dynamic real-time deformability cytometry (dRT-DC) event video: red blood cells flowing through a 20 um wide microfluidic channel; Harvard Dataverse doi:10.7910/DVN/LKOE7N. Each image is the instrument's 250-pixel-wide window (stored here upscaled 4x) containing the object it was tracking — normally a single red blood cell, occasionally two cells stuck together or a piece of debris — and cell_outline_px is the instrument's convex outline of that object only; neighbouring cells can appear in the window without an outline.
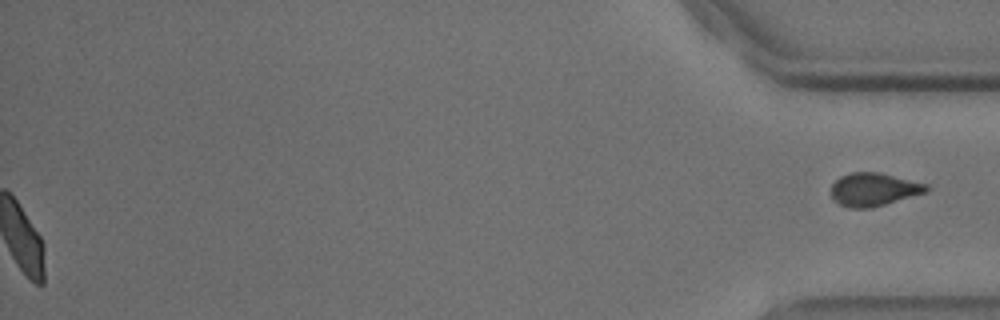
{"species": "common noctule bat (a hibernating species)", "species_latin": "Nyctalus noctula", "temperature_condition": "cold", "stored_images_in_passage": 50, "segment_of_instrument_passage": [2, 2], "camera_frame_rate_fps": 3000, "um_per_image_px": 0.085, "animal": {"sex": "male", "body_mass_g": 18.8}, "frame": {"image": 1, "passage_image": 50, "time_ms": 16.333, "image_size_px": [1000, 320], "cell_outline_px": [[928, 192], [884, 204], [868, 208], [848, 208], [840, 204], [832, 196], [832, 184], [840, 176], [852, 172], [876, 172], [928, 184]], "centroid_in_image_um": [74.27, 16.1], "position_along_channel_um": 360.9, "area_um2": 18.09}}